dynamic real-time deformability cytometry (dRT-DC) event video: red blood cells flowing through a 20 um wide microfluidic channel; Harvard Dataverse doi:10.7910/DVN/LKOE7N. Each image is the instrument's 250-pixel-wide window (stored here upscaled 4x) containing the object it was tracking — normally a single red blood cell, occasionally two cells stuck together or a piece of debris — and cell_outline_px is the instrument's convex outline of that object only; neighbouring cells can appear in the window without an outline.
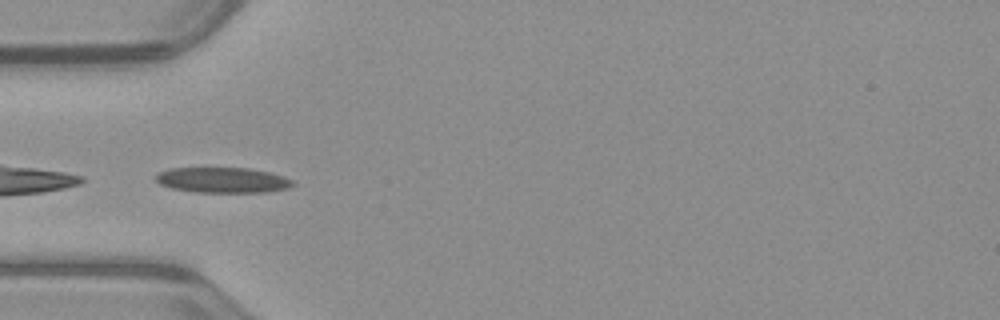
{"species": "common noctule bat (a hibernating species)", "species_latin": "Nyctalus noctula", "temperature_condition": "warm", "stored_images_in_passage": 37, "camera_frame_rate_fps": 3000, "um_per_image_px": 0.085, "animal": {"sex": "male", "body_mass_g": 23.1, "forearm_length_mm": 52.7}, "frame": {"image": 1, "passage_image": 1, "time_ms": 0.0, "image_size_px": [1000, 320], "cell_outline_px": [[296, 184], [288, 188], [268, 192], [196, 192], [172, 188], [160, 184], [156, 180], [156, 176], [160, 172], [168, 168], [248, 168], [268, 172], [284, 176], [292, 180]], "centroid_in_image_um": [18.95, 15.31], "position_along_channel_um": 66.0, "area_um2": 20.23}}
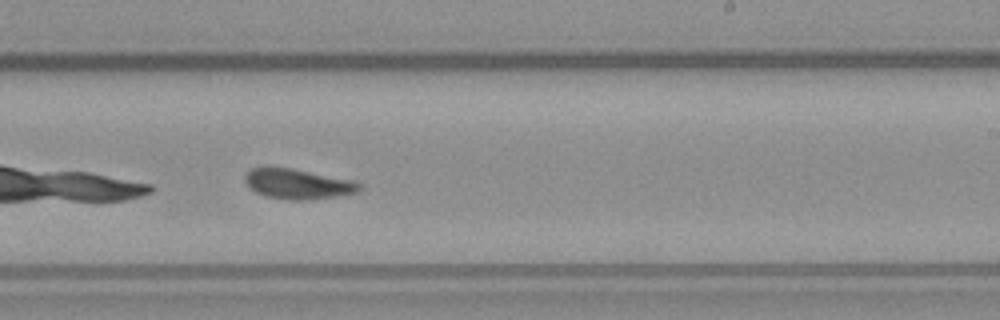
{"frame": {"image": 2, "passage_image": 16, "time_ms": 5.0, "image_size_px": [1000, 320], "cell_outline_px": [[364, 188], [356, 192], [336, 196], [308, 200], [288, 200], [268, 196], [256, 192], [244, 180], [244, 176], [252, 168], [292, 168], [356, 180]], "centroid_in_image_um": [25.39, 15.64], "position_along_channel_um": 263.6, "area_um2": 19.94}}
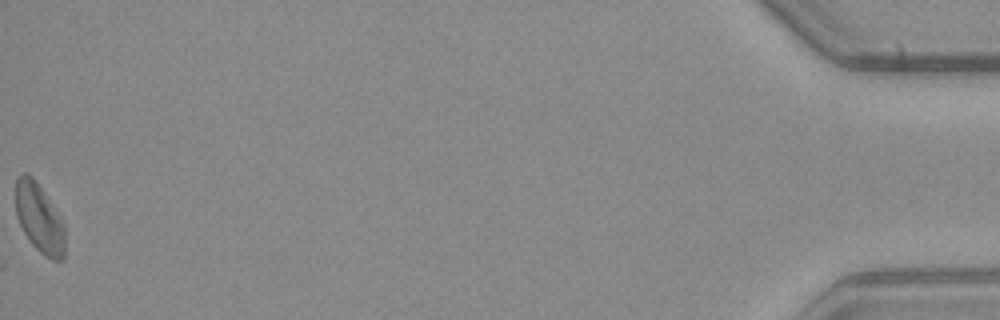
{"frame": {"image": 3, "passage_image": 37, "time_ms": 12.0, "image_size_px": [1000, 320], "cell_outline_px": [[64, 260], [52, 260], [44, 256], [32, 244], [24, 232], [16, 216], [16, 180], [24, 172], [28, 172], [36, 180], [64, 224]], "centroid_in_image_um": [3.34, 18.56], "position_along_channel_um": 431.9, "area_um2": 19.65}}